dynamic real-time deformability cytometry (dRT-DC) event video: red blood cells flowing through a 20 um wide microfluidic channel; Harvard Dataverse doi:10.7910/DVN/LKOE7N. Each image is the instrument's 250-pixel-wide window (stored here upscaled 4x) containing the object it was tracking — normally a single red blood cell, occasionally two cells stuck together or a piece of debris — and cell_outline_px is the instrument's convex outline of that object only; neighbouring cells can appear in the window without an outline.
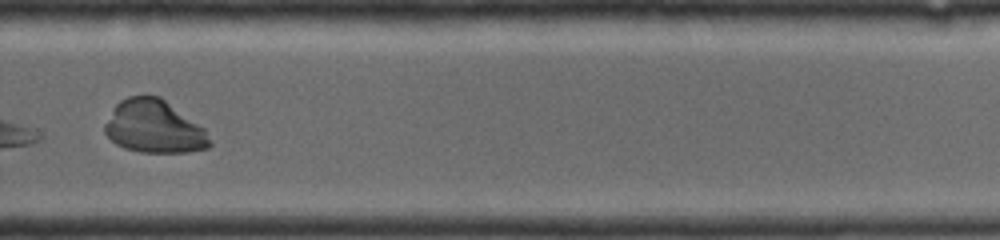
{"species": "common noctule bat (a hibernating species)", "species_latin": "Nyctalus noctula", "temperature_condition": "room temperature", "stored_images_in_passage": 16, "camera_frame_rate_fps": 4000, "um_per_image_px": 0.085, "animal": {"sex": "female", "body_mass_g": 19.0, "forearm_length_mm": 56.7}, "frame": {"image": 1, "passage_image": 14, "time_ms": 5.75, "image_size_px": [1000, 240], "cell_outline_px": [[212, 144], [208, 148], [184, 152], [140, 152], [116, 144], [108, 136], [104, 128], [104, 124], [116, 104], [120, 100], [128, 96], [160, 96], [204, 128]], "centroid_in_image_um": [13.1, 10.77], "position_along_channel_um": 316.7, "area_um2": 31.96}}